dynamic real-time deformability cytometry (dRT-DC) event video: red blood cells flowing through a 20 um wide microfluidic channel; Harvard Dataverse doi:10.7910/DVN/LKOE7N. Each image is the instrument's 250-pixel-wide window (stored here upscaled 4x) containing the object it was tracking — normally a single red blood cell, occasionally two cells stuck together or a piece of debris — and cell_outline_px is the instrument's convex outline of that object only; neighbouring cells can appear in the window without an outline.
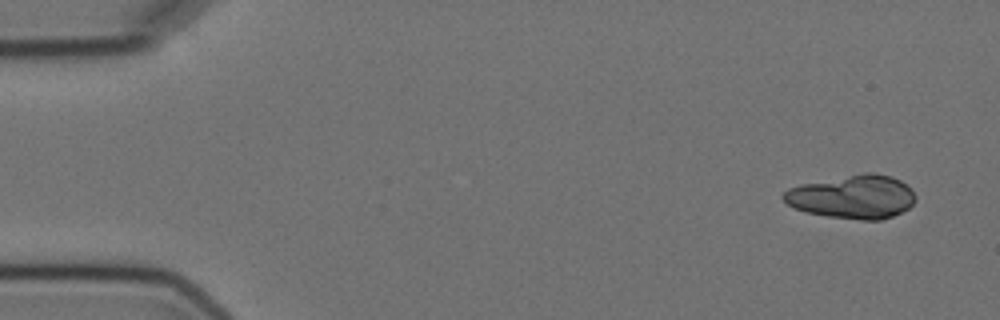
{"species": "Egyptian fruit bat (a non-hibernating species)", "species_latin": "Rousettus aegyptiacus", "temperature_condition": "cold", "stored_images_in_passage": 10, "segment_of_instrument_passage": [1, 2], "camera_frame_rate_fps": 3000, "um_per_image_px": 0.085, "animal": {"sex": "female"}, "frame": {"image": 1, "passage_image": 1, "time_ms": 0.0, "image_size_px": [1000, 320], "cell_outline_px": [[916, 200], [908, 208], [892, 216], [880, 220], [860, 220], [828, 216], [804, 212], [788, 204], [780, 196], [788, 188], [800, 184], [864, 172], [872, 172], [892, 176], [900, 180], [912, 188], [916, 196]], "centroid_in_image_um": [72.48, 16.72], "position_along_channel_um": 12.5, "area_um2": 33.7}}